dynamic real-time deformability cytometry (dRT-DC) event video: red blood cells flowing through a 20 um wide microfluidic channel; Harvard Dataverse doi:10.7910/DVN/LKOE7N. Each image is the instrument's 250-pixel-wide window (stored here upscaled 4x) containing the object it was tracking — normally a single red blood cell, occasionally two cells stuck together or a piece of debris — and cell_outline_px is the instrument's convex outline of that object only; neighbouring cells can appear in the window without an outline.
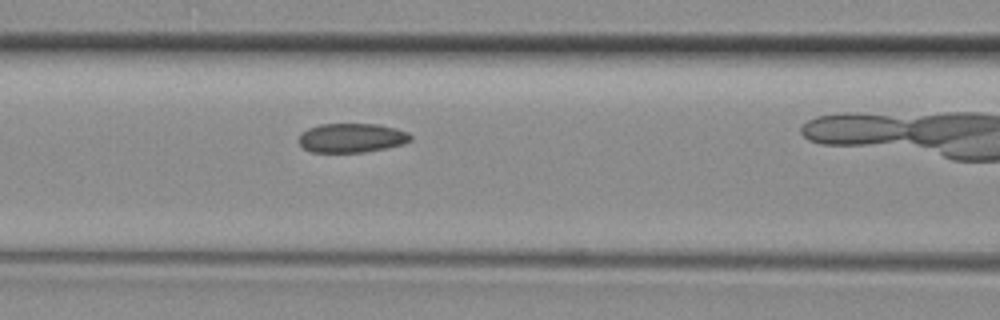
{"species": "common noctule bat (a hibernating species)", "species_latin": "Nyctalus noctula", "temperature_condition": "room temperature", "stored_images_in_passage": 31, "camera_frame_rate_fps": 3000, "um_per_image_px": 0.085, "animal": {"sex": "female", "body_mass_g": 29.2, "forearm_length_mm": 56.3}, "frame": {"image": 1, "passage_image": 14, "time_ms": 4.333, "image_size_px": [1000, 320], "cell_outline_px": [[412, 140], [400, 144], [384, 148], [364, 152], [312, 152], [304, 148], [296, 140], [300, 132], [308, 128], [320, 124], [376, 124], [396, 128], [408, 132], [412, 136]], "centroid_in_image_um": [29.84, 11.71], "position_along_channel_um": 136.8, "area_um2": 19.07}}
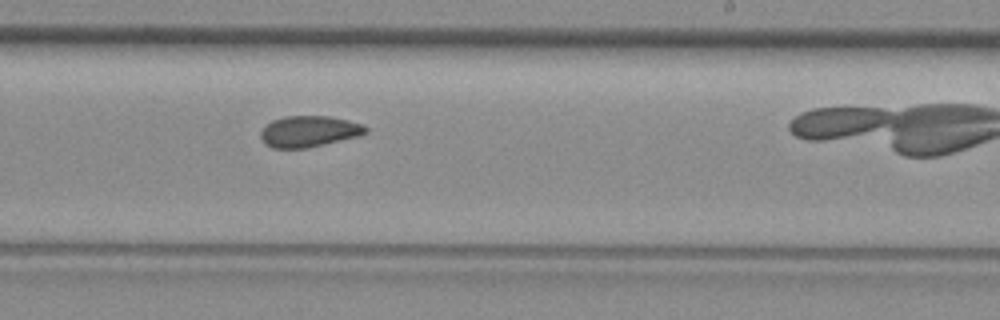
{"frame": {"image": 2, "passage_image": 22, "time_ms": 7.0, "image_size_px": [1000, 320], "cell_outline_px": [[368, 132], [356, 136], [324, 144], [304, 148], [272, 148], [260, 136], [260, 132], [272, 120], [284, 116], [328, 116], [348, 120], [360, 124], [368, 128]], "centroid_in_image_um": [26.26, 11.16], "position_along_channel_um": 262.7, "area_um2": 18.67}}
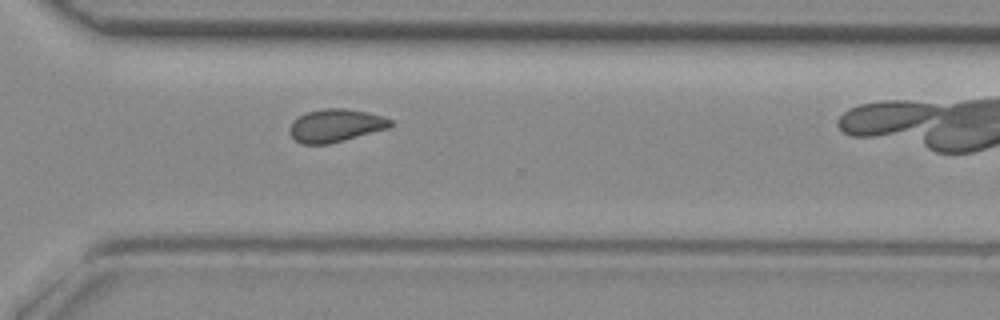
{"frame": {"image": 3, "passage_image": 27, "time_ms": 8.667, "image_size_px": [1000, 320], "cell_outline_px": [[392, 128], [328, 144], [300, 144], [288, 132], [288, 128], [292, 120], [308, 112], [324, 108], [344, 108], [368, 112], [392, 120]], "centroid_in_image_um": [28.52, 10.67], "position_along_channel_um": 342.1, "area_um2": 19.48}}